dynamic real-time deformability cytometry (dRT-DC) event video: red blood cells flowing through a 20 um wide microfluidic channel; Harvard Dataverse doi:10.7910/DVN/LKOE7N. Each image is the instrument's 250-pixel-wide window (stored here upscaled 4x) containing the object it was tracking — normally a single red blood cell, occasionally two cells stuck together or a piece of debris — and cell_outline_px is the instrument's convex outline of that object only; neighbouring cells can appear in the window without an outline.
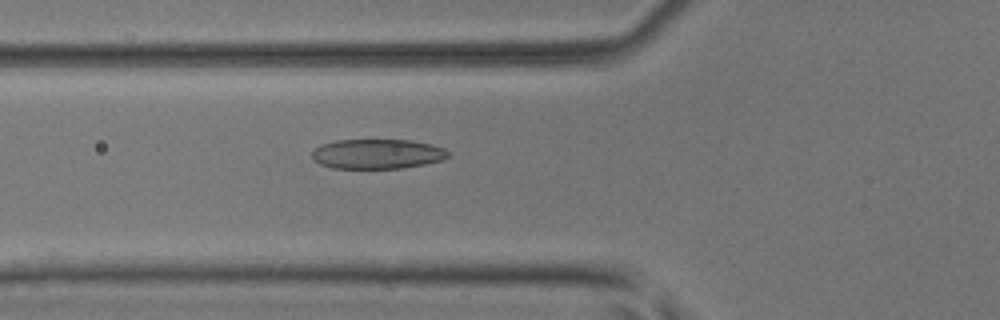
{"species": "common noctule bat (a hibernating species)", "species_latin": "Nyctalus noctula", "temperature_condition": "room temperature", "stored_images_in_passage": 50, "camera_frame_rate_fps": 3000, "um_per_image_px": 0.085, "animal": {"sex": "male", "body_mass_g": 17.9, "forearm_length_mm": 54.2}, "frame": {"image": 1, "passage_image": 19, "time_ms": 6.0, "image_size_px": [1000, 320], "cell_outline_px": [[452, 156], [444, 160], [424, 164], [400, 168], [332, 168], [320, 164], [312, 156], [312, 152], [316, 148], [324, 144], [336, 140], [412, 140], [432, 144], [444, 148]], "centroid_in_image_um": [32.14, 13.08], "position_along_channel_um": 93.7, "area_um2": 23.58}}
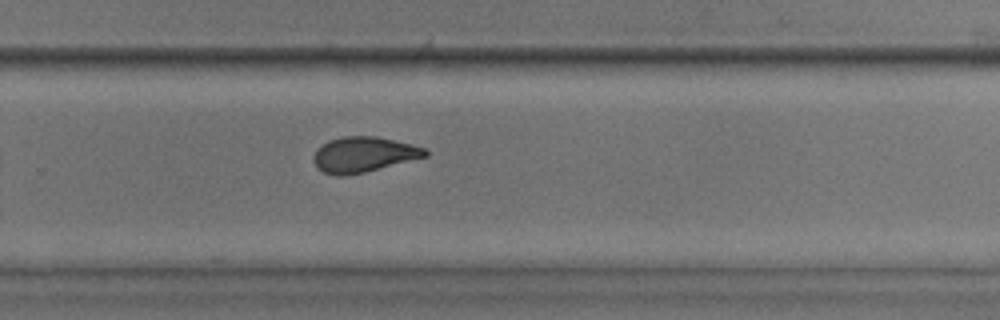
{"frame": {"image": 2, "passage_image": 34, "time_ms": 11.0, "image_size_px": [1000, 320], "cell_outline_px": [[428, 156], [364, 172], [344, 176], [336, 176], [324, 172], [316, 168], [316, 152], [328, 140], [344, 136], [376, 136], [412, 144], [424, 148], [428, 152]], "centroid_in_image_um": [30.94, 13.13], "position_along_channel_um": 298.9, "area_um2": 22.6}}
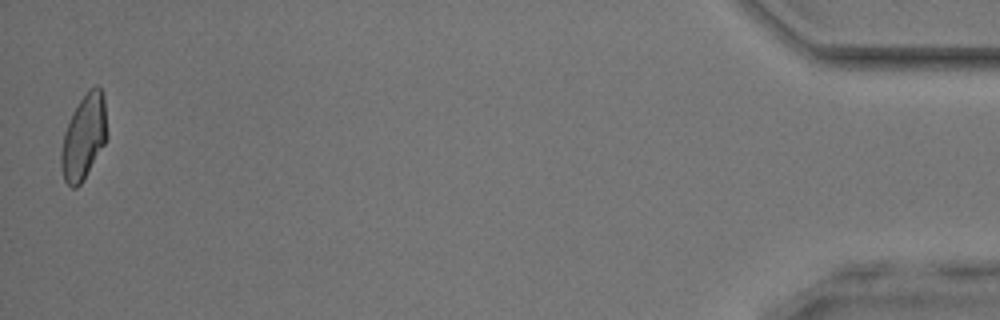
{"frame": {"image": 3, "passage_image": 50, "time_ms": 16.333, "image_size_px": [1000, 320], "cell_outline_px": [[108, 136], [104, 144], [80, 184], [76, 188], [72, 188], [64, 180], [60, 164], [60, 152], [64, 132], [72, 112], [88, 88], [96, 84], [100, 88], [104, 96]], "centroid_in_image_um": [7.12, 11.6], "position_along_channel_um": 428.1, "area_um2": 22.72}, "authors_computed_cell_mechanics": {"area_um2": 23.4668, "velocity_mm_per_s": 4.1074, "shape_relaxation_time_tau1_ms": 7.143, "shape_relaxation_time_tau2_ms": 2.4594, "deformation_change_tau1": 0.1998, "deformation_change_tau2": 0.0933}}